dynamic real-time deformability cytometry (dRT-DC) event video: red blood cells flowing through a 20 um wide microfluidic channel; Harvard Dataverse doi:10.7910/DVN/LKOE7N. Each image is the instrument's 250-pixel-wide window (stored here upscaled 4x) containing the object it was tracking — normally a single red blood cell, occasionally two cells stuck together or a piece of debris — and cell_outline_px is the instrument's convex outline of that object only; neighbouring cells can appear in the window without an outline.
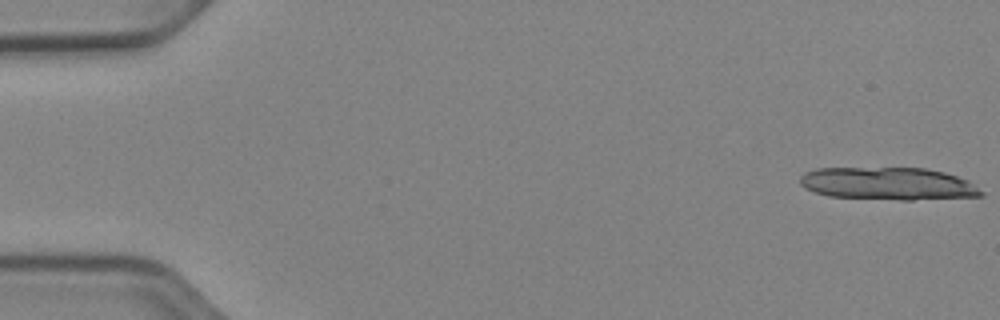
{"species": "Egyptian fruit bat (a non-hibernating species)", "species_latin": "Rousettus aegyptiacus", "temperature_condition": "cold", "stored_images_in_passage": 15, "camera_frame_rate_fps": 3000, "um_per_image_px": 0.085, "animal": {"sex": "female"}, "frame": {"image": 1, "passage_image": 1, "time_ms": 0.0, "image_size_px": [1000, 320], "cell_outline_px": [[984, 196], [912, 200], [900, 200], [828, 196], [804, 188], [800, 184], [800, 176], [804, 172], [816, 168], [924, 168], [944, 172], [968, 180], [984, 192]], "centroid_in_image_um": [75.49, 15.61], "position_along_channel_um": 9.5, "area_um2": 34.56}}